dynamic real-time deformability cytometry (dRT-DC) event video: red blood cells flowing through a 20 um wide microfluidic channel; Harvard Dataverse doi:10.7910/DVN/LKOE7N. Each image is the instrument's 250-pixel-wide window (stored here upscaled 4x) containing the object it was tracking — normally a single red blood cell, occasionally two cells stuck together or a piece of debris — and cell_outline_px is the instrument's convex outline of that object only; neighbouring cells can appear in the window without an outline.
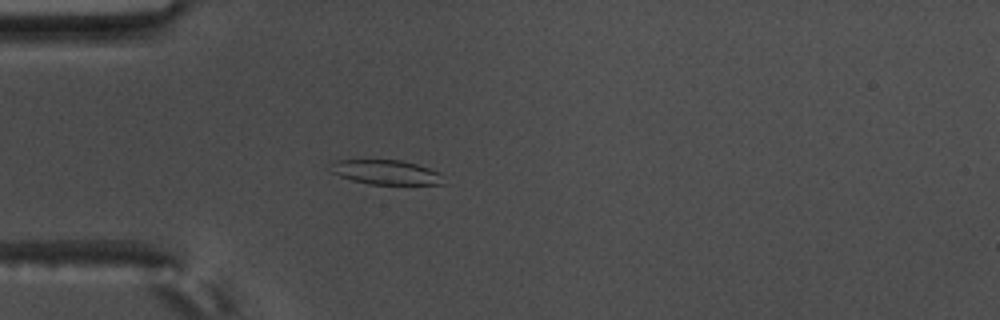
{"species": "common noctule bat (a hibernating species)", "species_latin": "Nyctalus noctula", "temperature_condition": "warm", "stored_images_in_passage": 43, "camera_frame_rate_fps": 3000, "um_per_image_px": 0.085, "animal": {"sex": "male", "body_mass_g": 17.5, "forearm_length_mm": 52.3}, "frame": {"image": 1, "passage_image": 2, "time_ms": 0.333, "image_size_px": [1000, 320], "cell_outline_px": [[448, 184], [368, 184], [352, 180], [340, 176], [332, 172], [332, 164], [336, 160], [400, 160], [416, 164], [440, 172]], "centroid_in_image_um": [32.88, 14.65], "position_along_channel_um": 52.1, "area_um2": 16.07}}
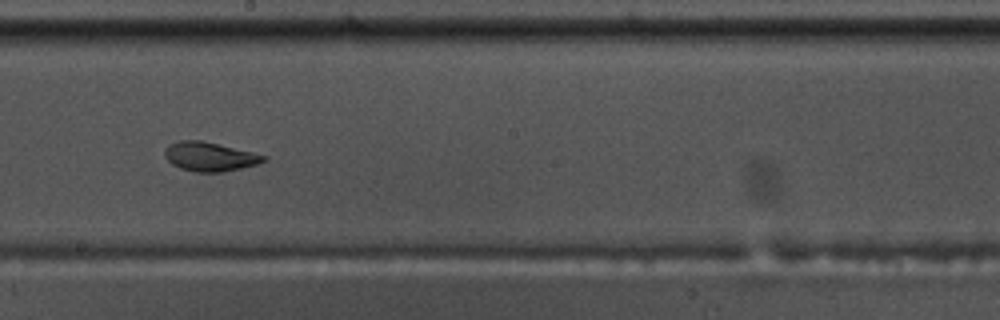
{"frame": {"image": 2, "passage_image": 18, "time_ms": 5.667, "image_size_px": [1000, 320], "cell_outline_px": [[268, 160], [256, 164], [224, 172], [196, 172], [180, 168], [172, 164], [164, 156], [164, 152], [168, 144], [180, 140], [200, 140], [252, 152], [268, 156]], "centroid_in_image_um": [17.81, 13.31], "position_along_channel_um": 230.4, "area_um2": 16.7}}
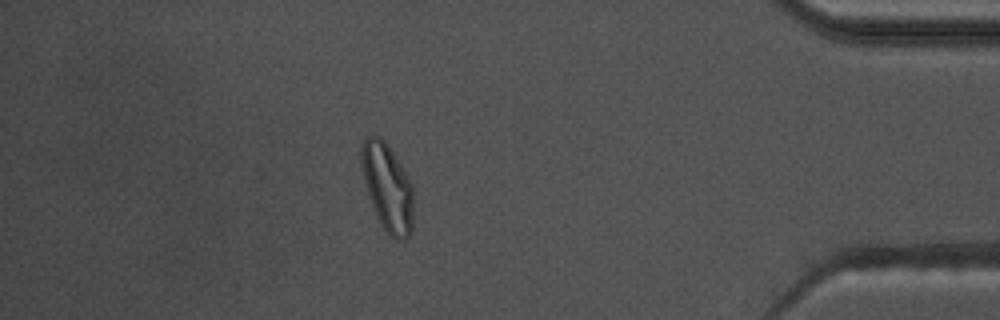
{"frame": {"image": 3, "passage_image": 36, "time_ms": 11.667, "image_size_px": [1000, 320], "cell_outline_px": [[412, 232], [404, 240], [396, 240], [384, 228], [376, 216], [364, 180], [360, 164], [360, 148], [364, 140], [368, 136], [380, 136], [384, 140], [392, 152], [412, 184]], "centroid_in_image_um": [32.92, 15.91], "position_along_channel_um": 402.3, "area_um2": 26.13}, "authors_computed_cell_mechanics": {"area_um2": 16.8776, "velocity_mm_per_s": 3.5463, "shape_relaxation_time_tau1_ms": 9.2587, "shape_relaxation_time_tau2_ms": 1.8306, "deformation_change_tau1": 0.2318, "deformation_change_tau2": 0.0676}}